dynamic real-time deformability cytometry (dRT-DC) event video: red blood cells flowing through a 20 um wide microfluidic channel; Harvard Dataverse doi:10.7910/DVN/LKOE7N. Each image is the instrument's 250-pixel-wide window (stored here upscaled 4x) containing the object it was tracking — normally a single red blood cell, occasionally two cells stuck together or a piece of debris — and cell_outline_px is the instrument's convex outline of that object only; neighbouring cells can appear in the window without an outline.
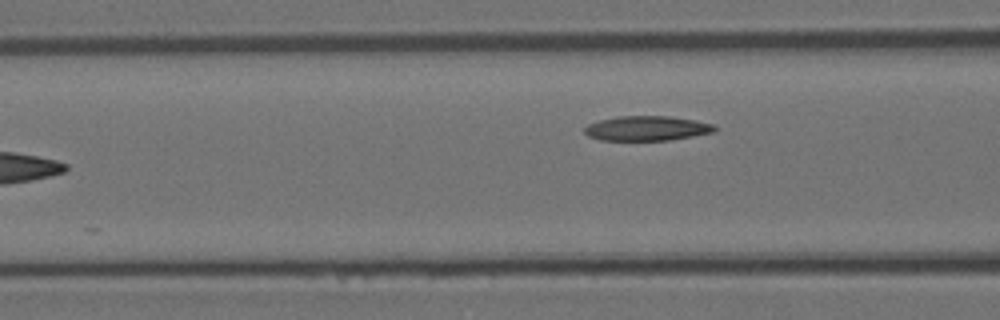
{"species": "Egyptian fruit bat (a non-hibernating species)", "species_latin": "Rousettus aegyptiacus", "temperature_condition": "room temperature", "stored_images_in_passage": 5, "camera_frame_rate_fps": 3000, "um_per_image_px": 0.085, "animal": {"sex": "female"}, "frame": {"image": 1, "passage_image": 5, "time_ms": 1.333, "image_size_px": [1000, 320], "cell_outline_px": [[716, 128], [712, 132], [692, 136], [668, 140], [600, 140], [588, 136], [584, 132], [584, 128], [588, 124], [600, 120], [616, 116], [668, 116], [696, 120], [712, 124]], "centroid_in_image_um": [54.94, 10.9], "position_along_channel_um": 111.7, "area_um2": 18.61}}